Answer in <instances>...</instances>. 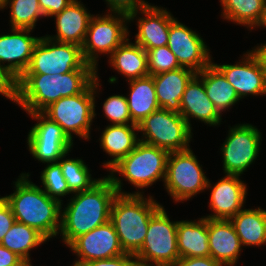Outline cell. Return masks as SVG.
I'll return each instance as SVG.
<instances>
[{
	"label": "cell",
	"instance_id": "obj_13",
	"mask_svg": "<svg viewBox=\"0 0 266 266\" xmlns=\"http://www.w3.org/2000/svg\"><path fill=\"white\" fill-rule=\"evenodd\" d=\"M38 122L29 130L27 145L34 159L46 163H57L71 152L73 141L62 127L51 121L42 112L27 113Z\"/></svg>",
	"mask_w": 266,
	"mask_h": 266
},
{
	"label": "cell",
	"instance_id": "obj_5",
	"mask_svg": "<svg viewBox=\"0 0 266 266\" xmlns=\"http://www.w3.org/2000/svg\"><path fill=\"white\" fill-rule=\"evenodd\" d=\"M99 76L82 93L62 97L48 106L42 113L51 121L62 127L66 135L73 141L74 135L84 140L90 139L91 125L96 116L95 99L100 92ZM98 90V91H97Z\"/></svg>",
	"mask_w": 266,
	"mask_h": 266
},
{
	"label": "cell",
	"instance_id": "obj_20",
	"mask_svg": "<svg viewBox=\"0 0 266 266\" xmlns=\"http://www.w3.org/2000/svg\"><path fill=\"white\" fill-rule=\"evenodd\" d=\"M210 256L222 266H235L242 244L230 220L208 218Z\"/></svg>",
	"mask_w": 266,
	"mask_h": 266
},
{
	"label": "cell",
	"instance_id": "obj_28",
	"mask_svg": "<svg viewBox=\"0 0 266 266\" xmlns=\"http://www.w3.org/2000/svg\"><path fill=\"white\" fill-rule=\"evenodd\" d=\"M196 75L203 81L207 96L221 115L241 100L234 87L212 62Z\"/></svg>",
	"mask_w": 266,
	"mask_h": 266
},
{
	"label": "cell",
	"instance_id": "obj_25",
	"mask_svg": "<svg viewBox=\"0 0 266 266\" xmlns=\"http://www.w3.org/2000/svg\"><path fill=\"white\" fill-rule=\"evenodd\" d=\"M177 247L180 258L210 256L208 218L178 221Z\"/></svg>",
	"mask_w": 266,
	"mask_h": 266
},
{
	"label": "cell",
	"instance_id": "obj_41",
	"mask_svg": "<svg viewBox=\"0 0 266 266\" xmlns=\"http://www.w3.org/2000/svg\"><path fill=\"white\" fill-rule=\"evenodd\" d=\"M73 0H38L45 17H53L66 8Z\"/></svg>",
	"mask_w": 266,
	"mask_h": 266
},
{
	"label": "cell",
	"instance_id": "obj_29",
	"mask_svg": "<svg viewBox=\"0 0 266 266\" xmlns=\"http://www.w3.org/2000/svg\"><path fill=\"white\" fill-rule=\"evenodd\" d=\"M236 234L240 238L242 246H258L266 244V210L242 209L231 219Z\"/></svg>",
	"mask_w": 266,
	"mask_h": 266
},
{
	"label": "cell",
	"instance_id": "obj_32",
	"mask_svg": "<svg viewBox=\"0 0 266 266\" xmlns=\"http://www.w3.org/2000/svg\"><path fill=\"white\" fill-rule=\"evenodd\" d=\"M64 155L58 163L72 194L91 189L101 178L93 179L88 166L81 158H66ZM66 158V159H65Z\"/></svg>",
	"mask_w": 266,
	"mask_h": 266
},
{
	"label": "cell",
	"instance_id": "obj_10",
	"mask_svg": "<svg viewBox=\"0 0 266 266\" xmlns=\"http://www.w3.org/2000/svg\"><path fill=\"white\" fill-rule=\"evenodd\" d=\"M107 13L92 16L81 47L84 60L96 69L100 54L110 56L130 36L127 26L129 15L109 11Z\"/></svg>",
	"mask_w": 266,
	"mask_h": 266
},
{
	"label": "cell",
	"instance_id": "obj_11",
	"mask_svg": "<svg viewBox=\"0 0 266 266\" xmlns=\"http://www.w3.org/2000/svg\"><path fill=\"white\" fill-rule=\"evenodd\" d=\"M208 181L191 148L169 152L164 185L175 203H183L204 192Z\"/></svg>",
	"mask_w": 266,
	"mask_h": 266
},
{
	"label": "cell",
	"instance_id": "obj_30",
	"mask_svg": "<svg viewBox=\"0 0 266 266\" xmlns=\"http://www.w3.org/2000/svg\"><path fill=\"white\" fill-rule=\"evenodd\" d=\"M46 242L47 239L36 229L15 221L0 244L16 253L29 266H32L30 251Z\"/></svg>",
	"mask_w": 266,
	"mask_h": 266
},
{
	"label": "cell",
	"instance_id": "obj_37",
	"mask_svg": "<svg viewBox=\"0 0 266 266\" xmlns=\"http://www.w3.org/2000/svg\"><path fill=\"white\" fill-rule=\"evenodd\" d=\"M109 11L112 13H123L130 15L133 12L140 11L147 5H151L144 0H105Z\"/></svg>",
	"mask_w": 266,
	"mask_h": 266
},
{
	"label": "cell",
	"instance_id": "obj_23",
	"mask_svg": "<svg viewBox=\"0 0 266 266\" xmlns=\"http://www.w3.org/2000/svg\"><path fill=\"white\" fill-rule=\"evenodd\" d=\"M195 75L193 70L184 67L152 75L160 108L180 113L183 93Z\"/></svg>",
	"mask_w": 266,
	"mask_h": 266
},
{
	"label": "cell",
	"instance_id": "obj_4",
	"mask_svg": "<svg viewBox=\"0 0 266 266\" xmlns=\"http://www.w3.org/2000/svg\"><path fill=\"white\" fill-rule=\"evenodd\" d=\"M144 194H117L110 221L125 253L135 255L142 247L150 218L163 206Z\"/></svg>",
	"mask_w": 266,
	"mask_h": 266
},
{
	"label": "cell",
	"instance_id": "obj_35",
	"mask_svg": "<svg viewBox=\"0 0 266 266\" xmlns=\"http://www.w3.org/2000/svg\"><path fill=\"white\" fill-rule=\"evenodd\" d=\"M149 75L160 74L181 68L176 56L168 46L157 47L147 51Z\"/></svg>",
	"mask_w": 266,
	"mask_h": 266
},
{
	"label": "cell",
	"instance_id": "obj_31",
	"mask_svg": "<svg viewBox=\"0 0 266 266\" xmlns=\"http://www.w3.org/2000/svg\"><path fill=\"white\" fill-rule=\"evenodd\" d=\"M223 19L255 29L264 10L266 0H220Z\"/></svg>",
	"mask_w": 266,
	"mask_h": 266
},
{
	"label": "cell",
	"instance_id": "obj_33",
	"mask_svg": "<svg viewBox=\"0 0 266 266\" xmlns=\"http://www.w3.org/2000/svg\"><path fill=\"white\" fill-rule=\"evenodd\" d=\"M8 5L11 28L33 30L38 19L45 17L38 0H1L2 10Z\"/></svg>",
	"mask_w": 266,
	"mask_h": 266
},
{
	"label": "cell",
	"instance_id": "obj_40",
	"mask_svg": "<svg viewBox=\"0 0 266 266\" xmlns=\"http://www.w3.org/2000/svg\"><path fill=\"white\" fill-rule=\"evenodd\" d=\"M14 222L15 217L9 203L4 197H0V242Z\"/></svg>",
	"mask_w": 266,
	"mask_h": 266
},
{
	"label": "cell",
	"instance_id": "obj_21",
	"mask_svg": "<svg viewBox=\"0 0 266 266\" xmlns=\"http://www.w3.org/2000/svg\"><path fill=\"white\" fill-rule=\"evenodd\" d=\"M192 129L190 118L199 120L207 126L221 124L222 115L215 108L214 103L207 96L203 81L195 75L187 84L181 100L179 113Z\"/></svg>",
	"mask_w": 266,
	"mask_h": 266
},
{
	"label": "cell",
	"instance_id": "obj_22",
	"mask_svg": "<svg viewBox=\"0 0 266 266\" xmlns=\"http://www.w3.org/2000/svg\"><path fill=\"white\" fill-rule=\"evenodd\" d=\"M93 14L79 0H73L60 13L54 15L56 35H46L51 40L83 45Z\"/></svg>",
	"mask_w": 266,
	"mask_h": 266
},
{
	"label": "cell",
	"instance_id": "obj_16",
	"mask_svg": "<svg viewBox=\"0 0 266 266\" xmlns=\"http://www.w3.org/2000/svg\"><path fill=\"white\" fill-rule=\"evenodd\" d=\"M167 46L181 67L195 73L201 72L212 62V55L203 38L176 18L170 23Z\"/></svg>",
	"mask_w": 266,
	"mask_h": 266
},
{
	"label": "cell",
	"instance_id": "obj_43",
	"mask_svg": "<svg viewBox=\"0 0 266 266\" xmlns=\"http://www.w3.org/2000/svg\"><path fill=\"white\" fill-rule=\"evenodd\" d=\"M0 266H29L16 253L0 244Z\"/></svg>",
	"mask_w": 266,
	"mask_h": 266
},
{
	"label": "cell",
	"instance_id": "obj_8",
	"mask_svg": "<svg viewBox=\"0 0 266 266\" xmlns=\"http://www.w3.org/2000/svg\"><path fill=\"white\" fill-rule=\"evenodd\" d=\"M142 136L140 141L168 152L190 148L192 129L177 112L160 108L138 124Z\"/></svg>",
	"mask_w": 266,
	"mask_h": 266
},
{
	"label": "cell",
	"instance_id": "obj_19",
	"mask_svg": "<svg viewBox=\"0 0 266 266\" xmlns=\"http://www.w3.org/2000/svg\"><path fill=\"white\" fill-rule=\"evenodd\" d=\"M31 31L33 30L11 28L10 34L0 35V64L17 79L28 68L34 47L40 39L31 36Z\"/></svg>",
	"mask_w": 266,
	"mask_h": 266
},
{
	"label": "cell",
	"instance_id": "obj_1",
	"mask_svg": "<svg viewBox=\"0 0 266 266\" xmlns=\"http://www.w3.org/2000/svg\"><path fill=\"white\" fill-rule=\"evenodd\" d=\"M118 177H103L91 189L74 193L65 208L61 209V226L58 235L68 246L78 236L110 221L111 206L117 194L127 193L122 190Z\"/></svg>",
	"mask_w": 266,
	"mask_h": 266
},
{
	"label": "cell",
	"instance_id": "obj_38",
	"mask_svg": "<svg viewBox=\"0 0 266 266\" xmlns=\"http://www.w3.org/2000/svg\"><path fill=\"white\" fill-rule=\"evenodd\" d=\"M0 94L5 98L16 102L17 99V78L0 64Z\"/></svg>",
	"mask_w": 266,
	"mask_h": 266
},
{
	"label": "cell",
	"instance_id": "obj_9",
	"mask_svg": "<svg viewBox=\"0 0 266 266\" xmlns=\"http://www.w3.org/2000/svg\"><path fill=\"white\" fill-rule=\"evenodd\" d=\"M73 70H98L87 63L81 46L40 37L23 74H65Z\"/></svg>",
	"mask_w": 266,
	"mask_h": 266
},
{
	"label": "cell",
	"instance_id": "obj_18",
	"mask_svg": "<svg viewBox=\"0 0 266 266\" xmlns=\"http://www.w3.org/2000/svg\"><path fill=\"white\" fill-rule=\"evenodd\" d=\"M138 13L144 17H138V33L135 35V43L141 46L146 52L149 49L167 46L170 23L175 19L166 8L157 5H147L140 12H133L129 15V22L137 18ZM136 17V18H135Z\"/></svg>",
	"mask_w": 266,
	"mask_h": 266
},
{
	"label": "cell",
	"instance_id": "obj_26",
	"mask_svg": "<svg viewBox=\"0 0 266 266\" xmlns=\"http://www.w3.org/2000/svg\"><path fill=\"white\" fill-rule=\"evenodd\" d=\"M113 69L127 78L128 81L149 75L147 52L129 37L109 56Z\"/></svg>",
	"mask_w": 266,
	"mask_h": 266
},
{
	"label": "cell",
	"instance_id": "obj_34",
	"mask_svg": "<svg viewBox=\"0 0 266 266\" xmlns=\"http://www.w3.org/2000/svg\"><path fill=\"white\" fill-rule=\"evenodd\" d=\"M40 180L42 189L45 193L60 202L61 197L72 194L68 188L67 182L62 174V168L57 163H47L45 169L41 172Z\"/></svg>",
	"mask_w": 266,
	"mask_h": 266
},
{
	"label": "cell",
	"instance_id": "obj_15",
	"mask_svg": "<svg viewBox=\"0 0 266 266\" xmlns=\"http://www.w3.org/2000/svg\"><path fill=\"white\" fill-rule=\"evenodd\" d=\"M67 247L78 256L71 266H81L89 261L110 259L125 254L111 221L78 236Z\"/></svg>",
	"mask_w": 266,
	"mask_h": 266
},
{
	"label": "cell",
	"instance_id": "obj_39",
	"mask_svg": "<svg viewBox=\"0 0 266 266\" xmlns=\"http://www.w3.org/2000/svg\"><path fill=\"white\" fill-rule=\"evenodd\" d=\"M81 266H138V264L134 255L125 253L110 259L89 261Z\"/></svg>",
	"mask_w": 266,
	"mask_h": 266
},
{
	"label": "cell",
	"instance_id": "obj_42",
	"mask_svg": "<svg viewBox=\"0 0 266 266\" xmlns=\"http://www.w3.org/2000/svg\"><path fill=\"white\" fill-rule=\"evenodd\" d=\"M173 266H222L211 256L179 258Z\"/></svg>",
	"mask_w": 266,
	"mask_h": 266
},
{
	"label": "cell",
	"instance_id": "obj_27",
	"mask_svg": "<svg viewBox=\"0 0 266 266\" xmlns=\"http://www.w3.org/2000/svg\"><path fill=\"white\" fill-rule=\"evenodd\" d=\"M127 82L130 85L129 97L126 96L129 113L132 121L138 125L151 113L160 109L153 77L148 75Z\"/></svg>",
	"mask_w": 266,
	"mask_h": 266
},
{
	"label": "cell",
	"instance_id": "obj_17",
	"mask_svg": "<svg viewBox=\"0 0 266 266\" xmlns=\"http://www.w3.org/2000/svg\"><path fill=\"white\" fill-rule=\"evenodd\" d=\"M208 181L206 190L211 189L209 207L212 214L203 216L209 219L230 220L241 211L246 203L247 185L239 175H224L214 186Z\"/></svg>",
	"mask_w": 266,
	"mask_h": 266
},
{
	"label": "cell",
	"instance_id": "obj_3",
	"mask_svg": "<svg viewBox=\"0 0 266 266\" xmlns=\"http://www.w3.org/2000/svg\"><path fill=\"white\" fill-rule=\"evenodd\" d=\"M29 173L20 174L14 183V192L3 196L9 203L15 221L36 229L48 241L56 237L61 226L63 203L48 196L29 180Z\"/></svg>",
	"mask_w": 266,
	"mask_h": 266
},
{
	"label": "cell",
	"instance_id": "obj_12",
	"mask_svg": "<svg viewBox=\"0 0 266 266\" xmlns=\"http://www.w3.org/2000/svg\"><path fill=\"white\" fill-rule=\"evenodd\" d=\"M220 151L225 175L241 176L259 156L262 134L249 123L230 127Z\"/></svg>",
	"mask_w": 266,
	"mask_h": 266
},
{
	"label": "cell",
	"instance_id": "obj_7",
	"mask_svg": "<svg viewBox=\"0 0 266 266\" xmlns=\"http://www.w3.org/2000/svg\"><path fill=\"white\" fill-rule=\"evenodd\" d=\"M177 222L171 221L162 206L151 218L141 249L134 255L138 266H173L180 258Z\"/></svg>",
	"mask_w": 266,
	"mask_h": 266
},
{
	"label": "cell",
	"instance_id": "obj_24",
	"mask_svg": "<svg viewBox=\"0 0 266 266\" xmlns=\"http://www.w3.org/2000/svg\"><path fill=\"white\" fill-rule=\"evenodd\" d=\"M137 124H111L102 131L100 146L111 160L105 161L103 167L111 169L122 158L126 157L140 142Z\"/></svg>",
	"mask_w": 266,
	"mask_h": 266
},
{
	"label": "cell",
	"instance_id": "obj_14",
	"mask_svg": "<svg viewBox=\"0 0 266 266\" xmlns=\"http://www.w3.org/2000/svg\"><path fill=\"white\" fill-rule=\"evenodd\" d=\"M236 64H215L226 80L234 87L240 99L247 95H266L265 55L254 48L243 54Z\"/></svg>",
	"mask_w": 266,
	"mask_h": 266
},
{
	"label": "cell",
	"instance_id": "obj_45",
	"mask_svg": "<svg viewBox=\"0 0 266 266\" xmlns=\"http://www.w3.org/2000/svg\"><path fill=\"white\" fill-rule=\"evenodd\" d=\"M256 49H260V51L266 56V44H262L255 47Z\"/></svg>",
	"mask_w": 266,
	"mask_h": 266
},
{
	"label": "cell",
	"instance_id": "obj_44",
	"mask_svg": "<svg viewBox=\"0 0 266 266\" xmlns=\"http://www.w3.org/2000/svg\"><path fill=\"white\" fill-rule=\"evenodd\" d=\"M260 26L266 28V4H265L264 10L261 14L260 20L255 25L256 28H259Z\"/></svg>",
	"mask_w": 266,
	"mask_h": 266
},
{
	"label": "cell",
	"instance_id": "obj_36",
	"mask_svg": "<svg viewBox=\"0 0 266 266\" xmlns=\"http://www.w3.org/2000/svg\"><path fill=\"white\" fill-rule=\"evenodd\" d=\"M104 116L112 124H135L129 113L125 95H112L103 103Z\"/></svg>",
	"mask_w": 266,
	"mask_h": 266
},
{
	"label": "cell",
	"instance_id": "obj_2",
	"mask_svg": "<svg viewBox=\"0 0 266 266\" xmlns=\"http://www.w3.org/2000/svg\"><path fill=\"white\" fill-rule=\"evenodd\" d=\"M98 70H73L65 74H22L17 79L16 104L26 113L43 112L62 97L84 92Z\"/></svg>",
	"mask_w": 266,
	"mask_h": 266
},
{
	"label": "cell",
	"instance_id": "obj_6",
	"mask_svg": "<svg viewBox=\"0 0 266 266\" xmlns=\"http://www.w3.org/2000/svg\"><path fill=\"white\" fill-rule=\"evenodd\" d=\"M169 152L162 148L139 142L136 147L109 170V177L120 175L138 190L165 181Z\"/></svg>",
	"mask_w": 266,
	"mask_h": 266
}]
</instances>
